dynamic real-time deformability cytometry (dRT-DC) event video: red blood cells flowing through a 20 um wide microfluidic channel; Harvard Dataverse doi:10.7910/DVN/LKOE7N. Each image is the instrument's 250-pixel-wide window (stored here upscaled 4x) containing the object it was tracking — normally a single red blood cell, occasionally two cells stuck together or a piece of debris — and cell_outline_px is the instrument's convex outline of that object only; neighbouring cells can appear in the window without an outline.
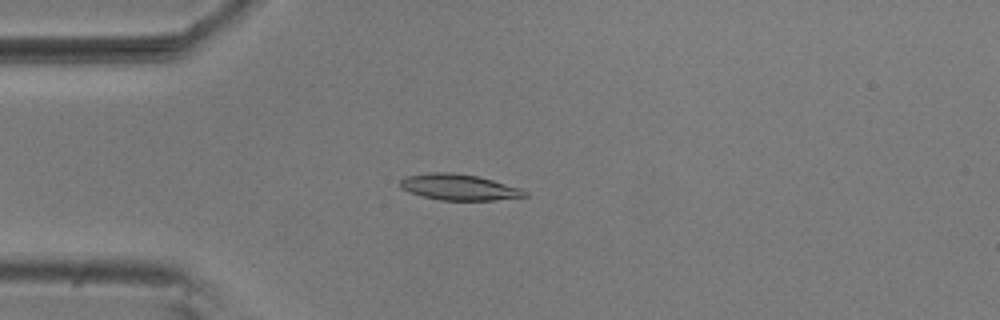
{"species": "common noctule bat (a hibernating species)", "species_latin": "Nyctalus noctula", "temperature_condition": "room temperature", "stored_images_in_passage": 6, "camera_frame_rate_fps": 3000, "um_per_image_px": 0.085, "animal": {"sex": "male", "body_mass_g": 20.5, "forearm_length_mm": 52.5}, "frame": {"image": 1, "passage_image": 6, "time_ms": 1.667, "image_size_px": [1000, 320], "cell_outline_px": [[528, 196], [492, 200], [440, 200], [408, 192], [400, 188], [400, 180], [408, 176], [432, 172], [452, 172], [476, 176], [492, 180], [520, 188], [528, 192]], "centroid_in_image_um": [39.0, 15.91], "position_along_channel_um": 46.0, "area_um2": 18.67}}